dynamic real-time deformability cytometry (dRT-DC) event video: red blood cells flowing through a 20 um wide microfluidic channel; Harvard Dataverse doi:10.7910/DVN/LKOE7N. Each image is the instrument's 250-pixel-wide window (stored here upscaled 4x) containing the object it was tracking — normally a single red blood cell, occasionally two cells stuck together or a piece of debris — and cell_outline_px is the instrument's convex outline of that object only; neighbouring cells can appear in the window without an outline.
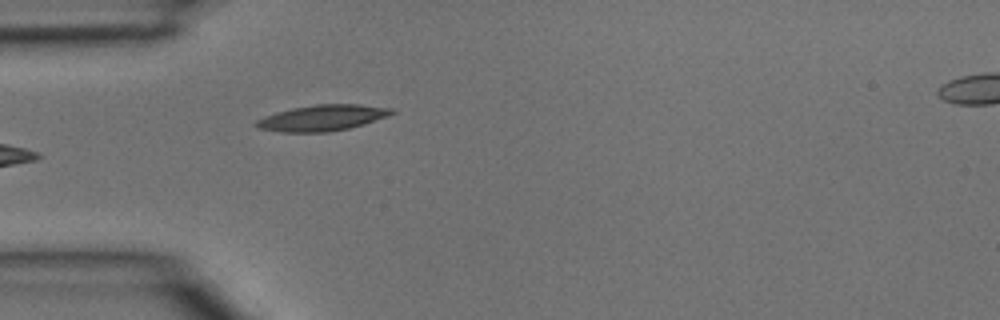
{"species": "common noctule bat (a hibernating species)", "species_latin": "Nyctalus noctula", "temperature_condition": "room temperature", "stored_images_in_passage": 4, "camera_frame_rate_fps": 3000, "um_per_image_px": 0.085, "animal": {"sex": "male", "body_mass_g": 15.6}, "frame": {"image": 1, "passage_image": 3, "time_ms": 0.667, "image_size_px": [1000, 320], "cell_outline_px": [[396, 112], [388, 116], [364, 124], [348, 128], [328, 132], [280, 132], [256, 128], [252, 124], [256, 120], [264, 116], [276, 112], [292, 108], [316, 104], [360, 104], [392, 108]], "centroid_in_image_um": [27.36, 10.02], "position_along_channel_um": 57.6, "area_um2": 20.63}}